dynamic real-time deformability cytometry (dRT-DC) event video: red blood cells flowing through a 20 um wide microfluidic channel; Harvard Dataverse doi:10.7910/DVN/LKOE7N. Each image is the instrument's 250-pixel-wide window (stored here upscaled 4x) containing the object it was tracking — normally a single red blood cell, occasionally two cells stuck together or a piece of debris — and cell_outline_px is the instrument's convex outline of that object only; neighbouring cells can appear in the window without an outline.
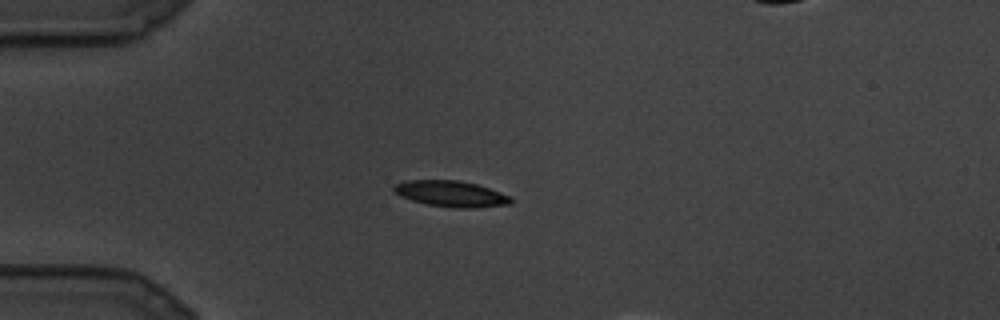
{"species": "common noctule bat (a hibernating species)", "species_latin": "Nyctalus noctula", "temperature_condition": "cold", "stored_images_in_passage": 17, "camera_frame_rate_fps": 3000, "um_per_image_px": 0.085, "animal": {"sex": "male", "body_mass_g": 19.5, "forearm_length_mm": 54.6}, "frame": {"image": 1, "passage_image": 4, "time_ms": 1.0, "image_size_px": [1000, 320], "cell_outline_px": [[512, 204], [476, 208], [452, 208], [428, 204], [412, 200], [400, 196], [392, 188], [396, 184], [408, 180], [460, 180], [476, 184], [512, 196]], "centroid_in_image_um": [38.38, 16.48], "position_along_channel_um": 46.6, "area_um2": 17.74}}
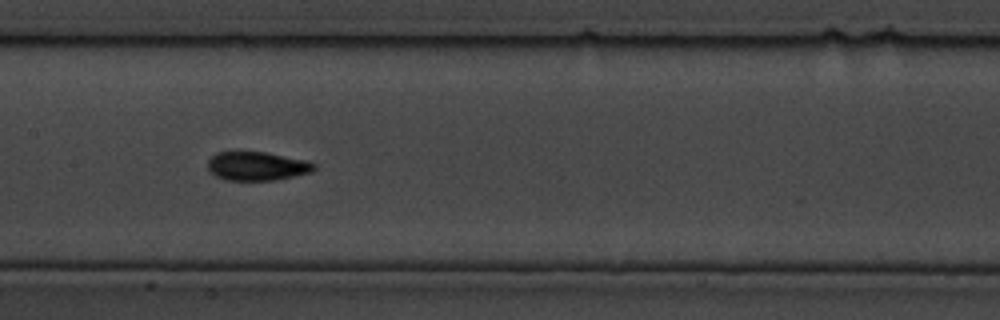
{"frame": {"image": 2, "passage_image": 10, "time_ms": 3.0, "image_size_px": [1000, 320], "cell_outline_px": [[316, 168], [312, 172], [272, 180], [224, 180], [208, 172], [208, 160], [216, 152], [264, 152], [308, 160], [316, 164]], "centroid_in_image_um": [21.83, 14.12], "position_along_channel_um": 185.6, "area_um2": 17.86}}
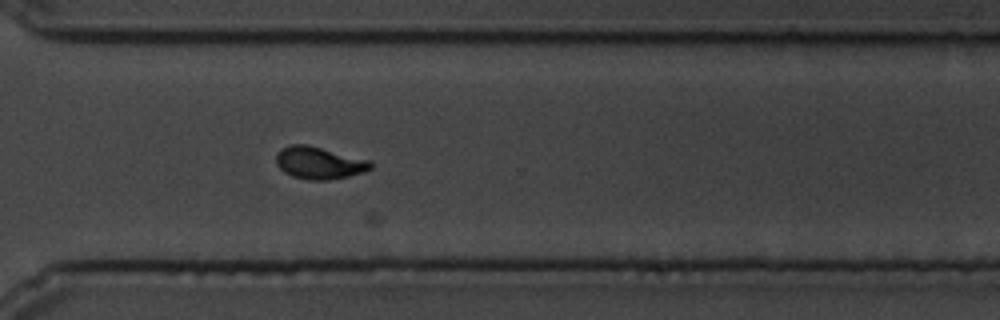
{"frame": {"image": 3, "passage_image": 17, "time_ms": 5.333, "image_size_px": [1000, 320], "cell_outline_px": [[372, 168], [364, 172], [348, 176], [328, 180], [308, 180], [292, 176], [284, 172], [276, 164], [276, 152], [280, 148], [292, 144], [308, 144], [368, 160], [372, 164]], "centroid_in_image_um": [27.08, 13.84], "position_along_channel_um": 343.5, "area_um2": 17.8}}